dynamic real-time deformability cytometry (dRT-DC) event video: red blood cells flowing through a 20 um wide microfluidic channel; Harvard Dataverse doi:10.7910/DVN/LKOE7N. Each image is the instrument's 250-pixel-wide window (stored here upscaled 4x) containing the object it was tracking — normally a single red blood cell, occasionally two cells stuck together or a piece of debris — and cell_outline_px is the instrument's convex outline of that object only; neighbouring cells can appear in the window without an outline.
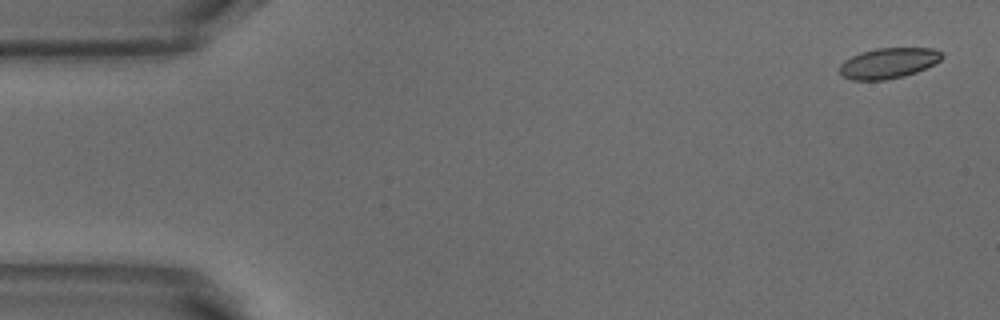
{"species": "common noctule bat (a hibernating species)", "species_latin": "Nyctalus noctula", "temperature_condition": "warm", "stored_images_in_passage": 51, "camera_frame_rate_fps": 3000, "um_per_image_px": 0.085, "animal": {"sex": "male", "body_mass_g": 18.8}, "frame": {"image": 1, "passage_image": 1, "time_ms": 0.0, "image_size_px": [1000, 320], "cell_outline_px": [[944, 56], [940, 60], [916, 72], [904, 76], [884, 80], [852, 80], [844, 76], [840, 72], [840, 64], [844, 60], [860, 52], [876, 48], [932, 48], [940, 52]], "centroid_in_image_um": [75.49, 5.36], "position_along_channel_um": 9.5, "area_um2": 18.03}}
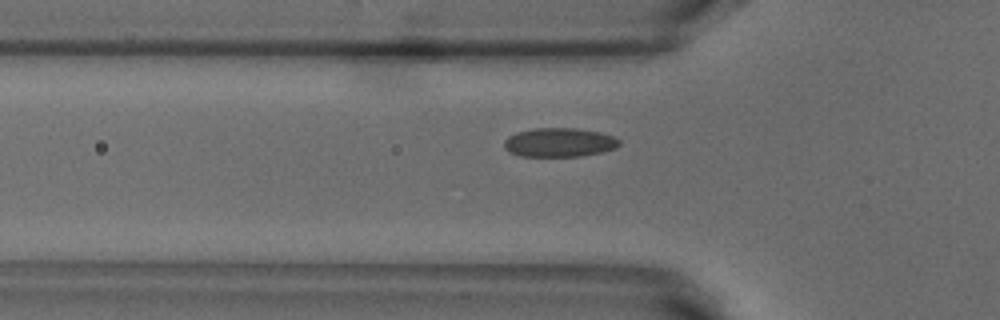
{"frame": {"image": 2, "passage_image": 16, "time_ms": 5.0, "image_size_px": [1000, 320], "cell_outline_px": [[620, 144], [616, 148], [600, 152], [580, 156], [520, 156], [508, 152], [504, 148], [504, 140], [508, 136], [516, 132], [536, 128], [576, 128], [600, 132], [612, 136], [620, 140]], "centroid_in_image_um": [47.51, 12.1], "position_along_channel_um": 78.3, "area_um2": 19.48}}
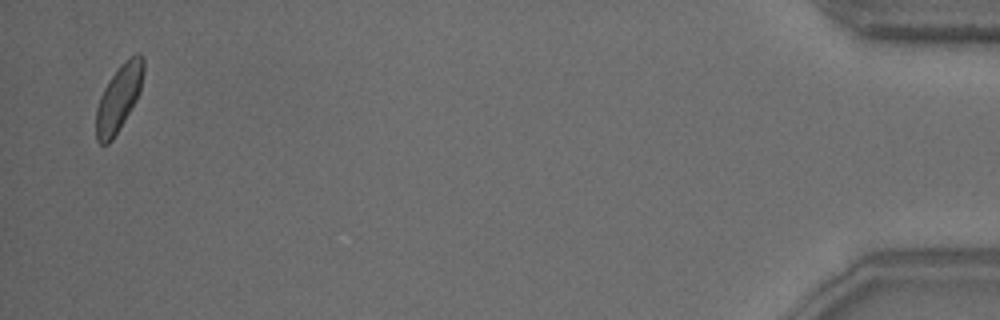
{"frame": {"image": 3, "passage_image": 50, "time_ms": 16.333, "image_size_px": [1000, 320], "cell_outline_px": [[144, 72], [140, 92], [136, 100], [112, 140], [108, 144], [100, 144], [96, 140], [96, 108], [100, 96], [104, 88], [120, 64], [136, 52], [140, 52], [144, 56]], "centroid_in_image_um": [10.11, 8.29], "position_along_channel_um": 425.1, "area_um2": 18.32}, "authors_computed_cell_mechanics": {"area_um2": 18.9006, "velocity_mm_per_s": 3.8402, "shape_relaxation_time_tau1_ms": 3.2742, "shape_relaxation_time_tau2_ms": 0.8763, "deformation_change_tau1": 0.0961, "deformation_change_tau2": 0.0429}}